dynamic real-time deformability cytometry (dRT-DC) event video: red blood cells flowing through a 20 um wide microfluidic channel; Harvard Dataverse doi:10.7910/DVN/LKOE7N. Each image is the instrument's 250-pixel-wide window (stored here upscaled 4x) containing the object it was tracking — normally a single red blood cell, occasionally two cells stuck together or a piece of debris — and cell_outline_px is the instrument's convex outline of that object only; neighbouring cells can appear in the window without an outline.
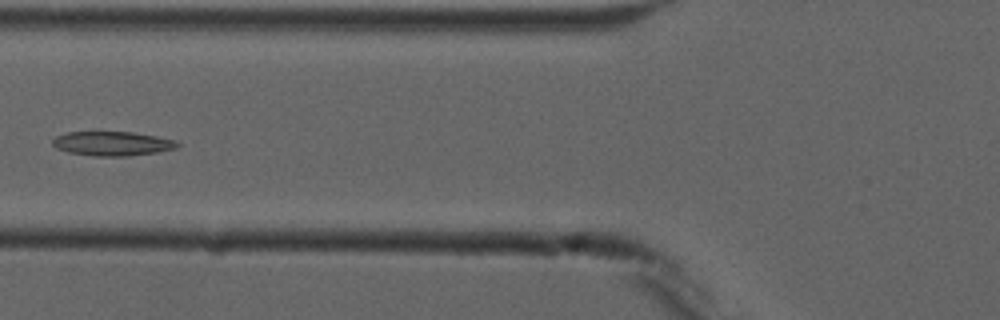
{"species": "common noctule bat (a hibernating species)", "species_latin": "Nyctalus noctula", "temperature_condition": "cold", "stored_images_in_passage": 4, "camera_frame_rate_fps": 3000, "um_per_image_px": 0.085, "animal": {"sex": "male", "forearm_length_mm": 52.5}, "frame": {"image": 1, "passage_image": 4, "time_ms": 3.333, "image_size_px": [1000, 320], "cell_outline_px": [[180, 144], [176, 148], [156, 152], [128, 156], [92, 156], [68, 152], [56, 148], [52, 144], [52, 140], [56, 136], [68, 132], [132, 132], [156, 136], [176, 140]], "centroid_in_image_um": [9.54, 12.2], "position_along_channel_um": 116.3, "area_um2": 17.63}}